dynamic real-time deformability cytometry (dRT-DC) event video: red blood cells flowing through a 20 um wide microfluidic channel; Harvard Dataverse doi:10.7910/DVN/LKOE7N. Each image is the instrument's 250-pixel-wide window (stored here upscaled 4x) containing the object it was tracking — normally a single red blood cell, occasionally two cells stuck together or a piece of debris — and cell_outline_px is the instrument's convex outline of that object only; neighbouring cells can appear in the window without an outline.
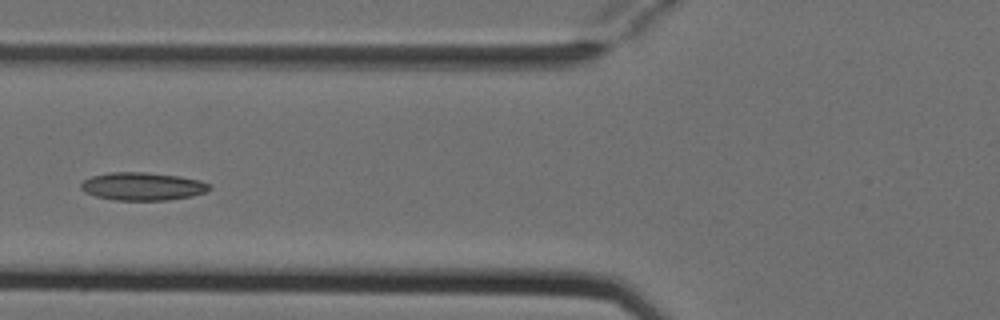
{"species": "Egyptian fruit bat (a non-hibernating species)", "species_latin": "Rousettus aegyptiacus", "temperature_condition": "cold", "stored_images_in_passage": 5, "camera_frame_rate_fps": 3000, "um_per_image_px": 0.085, "animal": {"sex": "female"}, "frame": {"image": 1, "passage_image": 4, "time_ms": 1.0, "image_size_px": [1000, 320], "cell_outline_px": [[212, 188], [208, 192], [192, 196], [168, 200], [116, 200], [96, 196], [84, 192], [80, 188], [80, 184], [84, 180], [92, 176], [108, 172], [148, 172], [180, 176], [200, 180], [212, 184]], "centroid_in_image_um": [12.16, 15.83], "position_along_channel_um": 113.6, "area_um2": 21.21}}
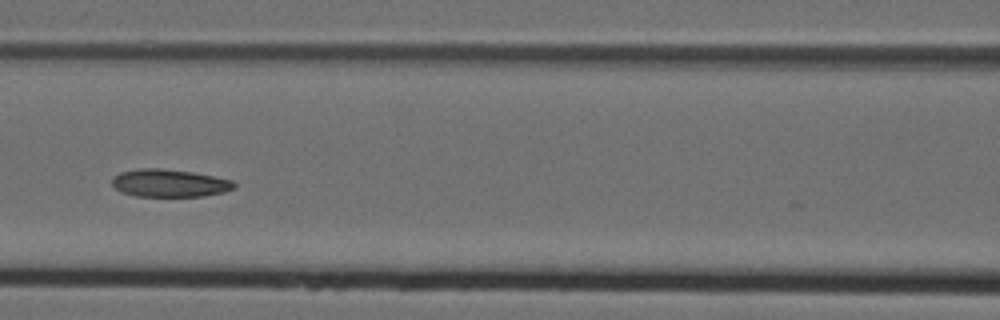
{"frame": {"image": 2, "passage_image": 5, "time_ms": 1.333, "image_size_px": [1000, 320], "cell_outline_px": [[236, 188], [224, 192], [204, 196], [136, 196], [120, 192], [112, 184], [112, 176], [120, 172], [140, 168], [160, 168], [192, 172], [232, 180], [236, 184]], "centroid_in_image_um": [14.39, 15.56], "position_along_channel_um": 152.2, "area_um2": 19.77}}